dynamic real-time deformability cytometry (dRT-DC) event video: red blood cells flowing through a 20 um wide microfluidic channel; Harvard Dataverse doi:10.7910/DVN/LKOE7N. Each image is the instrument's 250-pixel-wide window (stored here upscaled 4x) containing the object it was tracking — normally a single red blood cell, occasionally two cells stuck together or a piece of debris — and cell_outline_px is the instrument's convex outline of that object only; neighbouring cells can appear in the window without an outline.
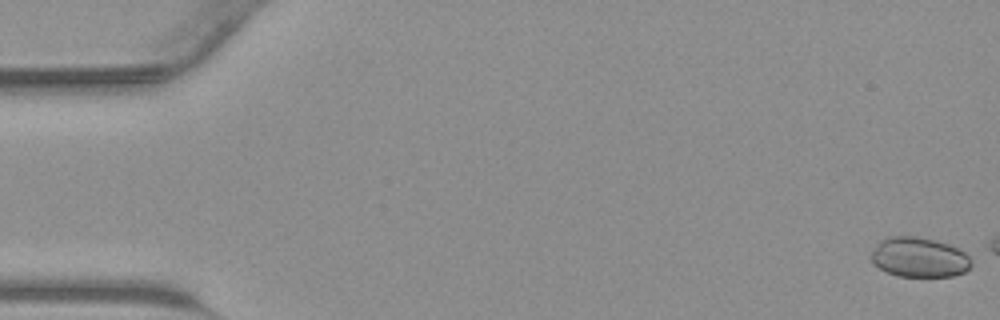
{"species": "common noctule bat (a hibernating species)", "species_latin": "Nyctalus noctula", "temperature_condition": "warm", "stored_images_in_passage": 5, "camera_frame_rate_fps": 3000, "um_per_image_px": 0.085, "animal": {"sex": "male", "body_mass_g": 23.1, "forearm_length_mm": 52.7}, "frame": {"image": 1, "passage_image": 1, "time_ms": 0.0, "image_size_px": [1000, 320], "cell_outline_px": [[972, 264], [964, 272], [952, 276], [896, 276], [872, 264], [872, 252], [876, 244], [880, 240], [888, 236], [916, 236], [948, 244], [972, 256]], "centroid_in_image_um": [78.13, 21.87], "position_along_channel_um": 6.9, "area_um2": 23.24}}